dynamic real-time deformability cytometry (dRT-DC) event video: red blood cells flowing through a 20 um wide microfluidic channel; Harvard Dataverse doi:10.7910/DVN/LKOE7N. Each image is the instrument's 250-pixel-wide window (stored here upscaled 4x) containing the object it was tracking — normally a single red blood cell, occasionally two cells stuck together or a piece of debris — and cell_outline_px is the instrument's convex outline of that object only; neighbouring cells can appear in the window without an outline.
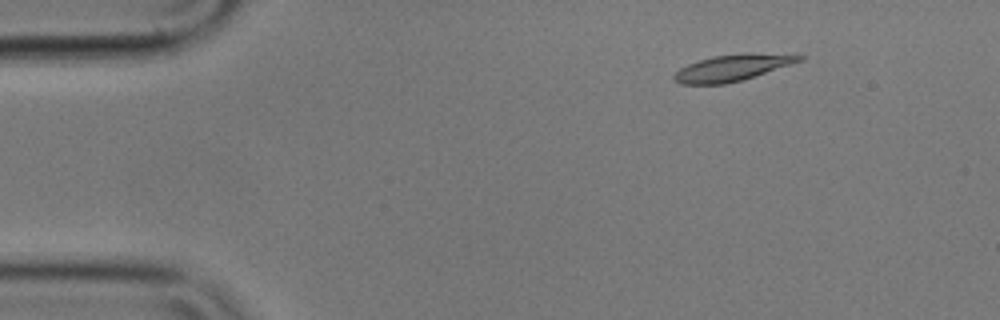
{"species": "common noctule bat (a hibernating species)", "species_latin": "Nyctalus noctula", "temperature_condition": "cold", "stored_images_in_passage": 57, "camera_frame_rate_fps": 3000, "um_per_image_px": 0.085, "animal": {"sex": "male", "body_mass_g": 17.9}, "frame": {"image": 1, "passage_image": 8, "time_ms": 2.333, "image_size_px": [1000, 320], "cell_outline_px": [[804, 56], [800, 60], [740, 80], [724, 84], [680, 84], [672, 80], [672, 76], [680, 68], [688, 64], [712, 56], [744, 52], [752, 52]], "centroid_in_image_um": [62.12, 5.75], "position_along_channel_um": 22.9, "area_um2": 18.79}}
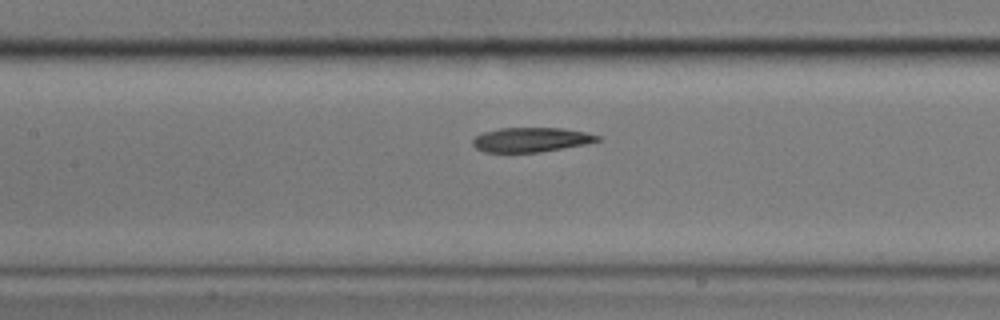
{"frame": {"image": 2, "passage_image": 26, "time_ms": 8.333, "image_size_px": [1000, 320], "cell_outline_px": [[600, 140], [584, 144], [540, 152], [484, 152], [476, 148], [472, 144], [472, 140], [476, 136], [484, 132], [500, 128], [560, 128], [584, 132], [600, 136]], "centroid_in_image_um": [45.1, 11.87], "position_along_channel_um": 162.3, "area_um2": 17.57}}
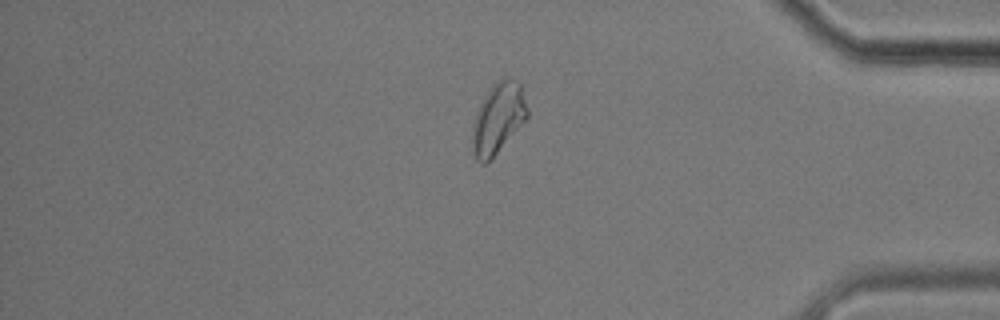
{"frame": {"image": 3, "passage_image": 48, "time_ms": 15.667, "image_size_px": [1000, 320], "cell_outline_px": [[528, 116], [496, 152], [484, 164], [476, 160], [472, 148], [472, 128], [476, 112], [484, 96], [492, 84], [496, 80], [516, 80], [520, 84], [528, 108]], "centroid_in_image_um": [42.31, 10.03], "position_along_channel_um": 392.9, "area_um2": 21.96}, "authors_computed_cell_mechanics": {"area_um2": 19.1318, "velocity_mm_per_s": 3.5158, "shape_relaxation_time_tau1_ms": 5.3201, "shape_relaxation_time_tau2_ms": 5.8875, "deformation_change_tau1": 0.1409, "deformation_change_tau2": 0.124}}